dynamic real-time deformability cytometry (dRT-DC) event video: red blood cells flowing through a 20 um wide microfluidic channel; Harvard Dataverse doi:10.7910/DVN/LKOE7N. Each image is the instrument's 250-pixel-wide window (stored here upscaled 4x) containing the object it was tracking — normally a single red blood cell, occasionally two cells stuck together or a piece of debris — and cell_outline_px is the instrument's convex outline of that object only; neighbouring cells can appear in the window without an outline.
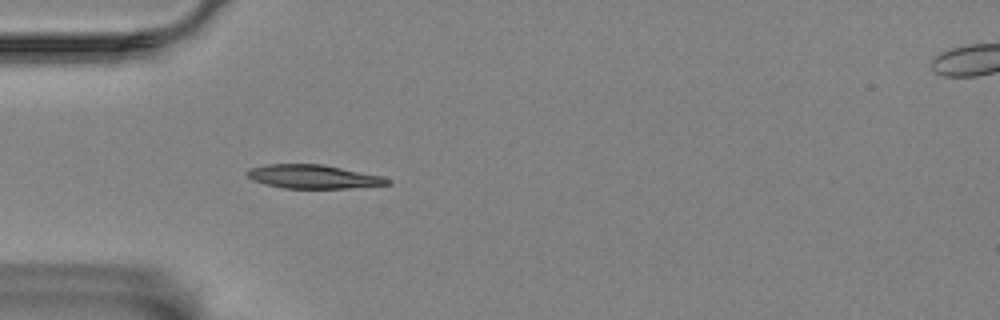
{"species": "Egyptian fruit bat (a non-hibernating species)", "species_latin": "Rousettus aegyptiacus", "temperature_condition": "room temperature", "stored_images_in_passage": 42, "camera_frame_rate_fps": 3000, "um_per_image_px": 0.085, "animal": {"sex": "female"}, "frame": {"image": 1, "passage_image": 2, "time_ms": 0.333, "image_size_px": [1000, 320], "cell_outline_px": [[392, 184], [348, 188], [284, 188], [264, 184], [252, 180], [244, 172], [248, 168], [268, 164], [324, 164], [384, 176], [392, 180]], "centroid_in_image_um": [26.64, 15.01], "position_along_channel_um": 58.4, "area_um2": 19.65}}
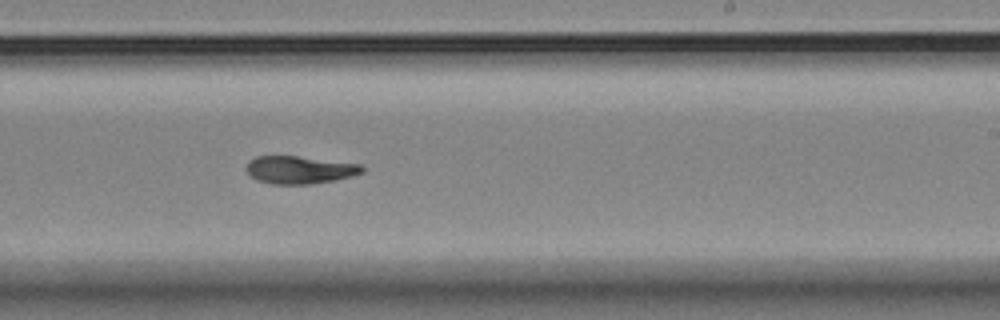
{"frame": {"image": 2, "passage_image": 20, "time_ms": 6.333, "image_size_px": [1000, 320], "cell_outline_px": [[364, 172], [352, 176], [336, 180], [312, 184], [272, 184], [256, 180], [244, 168], [248, 160], [256, 156], [296, 156], [360, 164], [364, 168]], "centroid_in_image_um": [25.44, 14.44], "position_along_channel_um": 263.6, "area_um2": 18.79}}
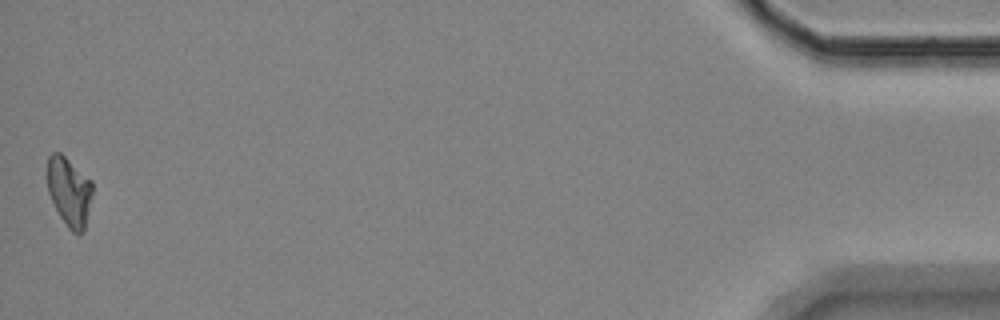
{"frame": {"image": 3, "passage_image": 42, "time_ms": 13.667, "image_size_px": [1000, 320], "cell_outline_px": [[92, 192], [84, 232], [80, 236], [72, 232], [68, 228], [60, 216], [48, 192], [48, 156], [52, 152], [60, 152], [92, 180]], "centroid_in_image_um": [5.9, 16.3], "position_along_channel_um": 429.3, "area_um2": 18.09}, "authors_computed_cell_mechanics": {"area_um2": 18.8139, "velocity_mm_per_s": 3.4752, "shape_relaxation_time_tau1_ms": 7.9693, "shape_relaxation_time_tau2_ms": 4.3362, "deformation_change_tau1": 0.2104, "deformation_change_tau2": 0.0746}}